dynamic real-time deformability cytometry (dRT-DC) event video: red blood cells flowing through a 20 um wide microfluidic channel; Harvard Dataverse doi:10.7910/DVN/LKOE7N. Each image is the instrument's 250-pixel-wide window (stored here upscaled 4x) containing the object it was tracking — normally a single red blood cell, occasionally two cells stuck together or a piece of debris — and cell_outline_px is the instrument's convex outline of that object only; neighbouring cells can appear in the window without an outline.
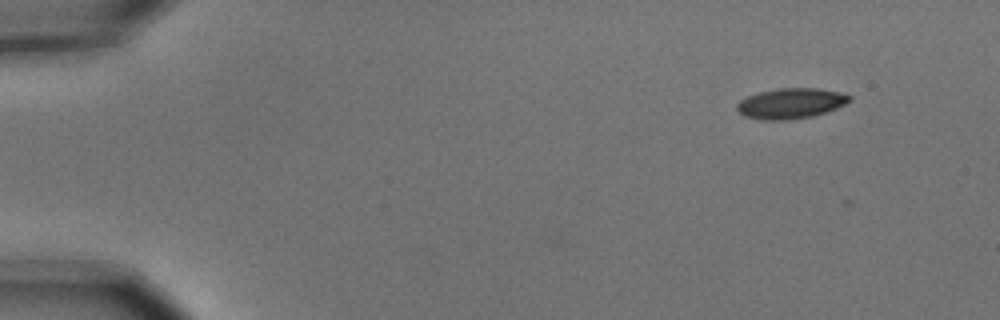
{"species": "common noctule bat (a hibernating species)", "species_latin": "Nyctalus noctula", "temperature_condition": "cold", "stored_images_in_passage": 5, "camera_frame_rate_fps": 3000, "um_per_image_px": 0.085, "animal": {"sex": "male", "body_mass_g": 15.6}, "frame": {"image": 1, "passage_image": 2, "time_ms": 0.333, "image_size_px": [1000, 320], "cell_outline_px": [[852, 100], [836, 108], [812, 116], [788, 120], [760, 120], [744, 116], [736, 108], [736, 104], [740, 100], [748, 96], [760, 92], [780, 88], [816, 88], [836, 92], [852, 96]], "centroid_in_image_um": [67.19, 8.79], "position_along_channel_um": 17.8, "area_um2": 19.77}}
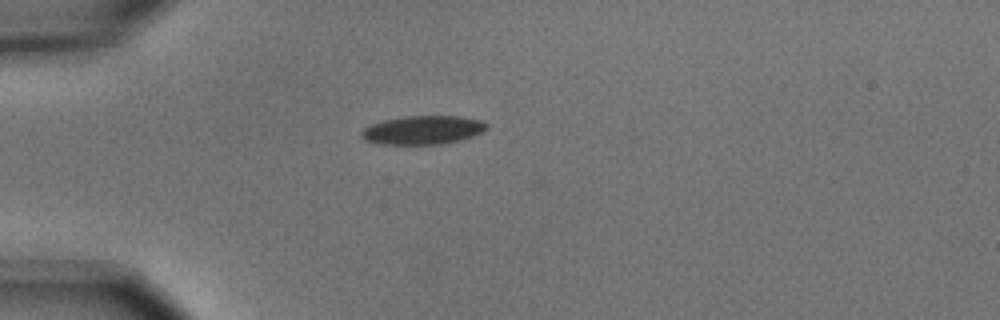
{"frame": {"image": 2, "passage_image": 5, "time_ms": 1.333, "image_size_px": [1000, 320], "cell_outline_px": [[488, 128], [472, 136], [460, 140], [440, 144], [376, 144], [364, 140], [360, 136], [360, 132], [364, 128], [372, 124], [384, 120], [404, 116], [460, 116], [480, 120], [488, 124]], "centroid_in_image_um": [35.91, 11.05], "position_along_channel_um": 49.1, "area_um2": 20.92}}